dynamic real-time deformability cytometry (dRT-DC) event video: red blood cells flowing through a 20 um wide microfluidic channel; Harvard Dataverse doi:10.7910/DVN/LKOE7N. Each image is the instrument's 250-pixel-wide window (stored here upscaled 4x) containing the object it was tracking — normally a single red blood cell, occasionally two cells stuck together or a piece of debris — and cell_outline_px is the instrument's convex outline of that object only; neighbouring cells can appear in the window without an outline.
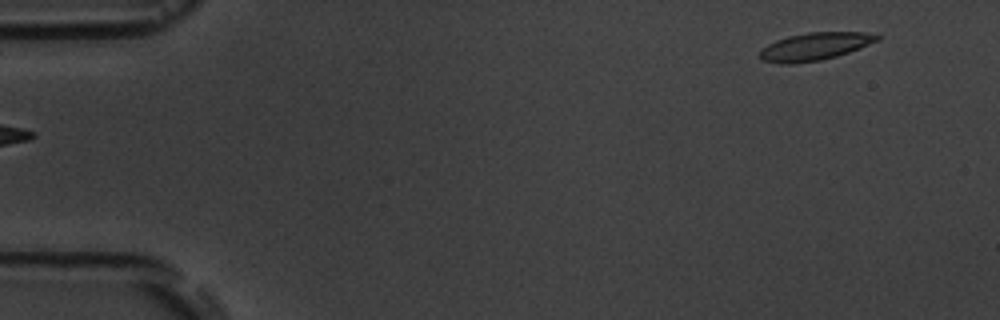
{"species": "common noctule bat (a hibernating species)", "species_latin": "Nyctalus noctula", "temperature_condition": "room temperature", "stored_images_in_passage": 4, "segment_of_instrument_passage": [2, 2], "camera_frame_rate_fps": 3000, "um_per_image_px": 0.085, "animal": {"sex": "male", "body_mass_g": 19.5, "forearm_length_mm": 54.6}, "frame": {"image": 1, "passage_image": 4, "time_ms": 4.333, "image_size_px": [1000, 320], "cell_outline_px": [[880, 40], [860, 48], [836, 56], [820, 60], [792, 64], [780, 64], [764, 60], [760, 56], [760, 52], [768, 44], [776, 40], [788, 36], [808, 32], [864, 32], [880, 36]], "centroid_in_image_um": [69.28, 3.94], "position_along_channel_um": 15.7, "area_um2": 18.73}}